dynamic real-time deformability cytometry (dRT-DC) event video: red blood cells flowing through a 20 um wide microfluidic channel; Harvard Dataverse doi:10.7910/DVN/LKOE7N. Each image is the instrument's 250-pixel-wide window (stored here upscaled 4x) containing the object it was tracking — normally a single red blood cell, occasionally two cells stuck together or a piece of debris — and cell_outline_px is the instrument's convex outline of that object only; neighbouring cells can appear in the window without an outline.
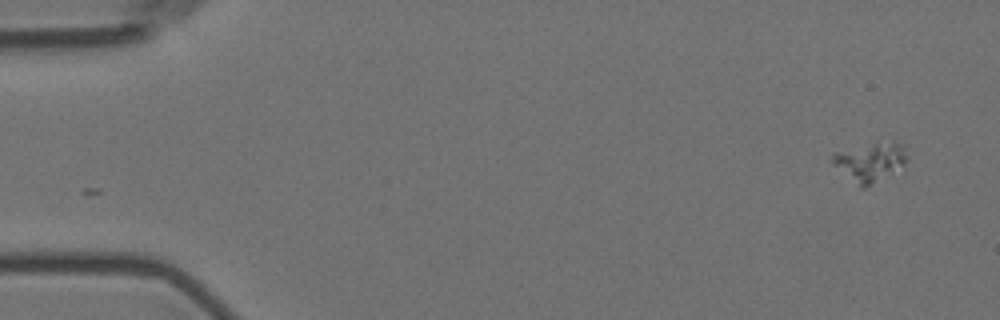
{"species": "Egyptian fruit bat (a non-hibernating species)", "species_latin": "Rousettus aegyptiacus", "temperature_condition": "room temperature", "stored_images_in_passage": 6, "segment_of_instrument_passage": [2, 2], "camera_frame_rate_fps": 3000, "um_per_image_px": 0.085, "animal": {"sex": "female"}, "frame": {"image": 1, "passage_image": 6, "time_ms": 6.333, "image_size_px": [1000, 320], "cell_outline_px": [[908, 160], [904, 172], [864, 188], [860, 188], [832, 164], [832, 156], [836, 152], [876, 140], [892, 140], [904, 144], [908, 156]], "centroid_in_image_um": [74.11, 13.76], "position_along_channel_um": 10.9, "area_um2": 18.38}}